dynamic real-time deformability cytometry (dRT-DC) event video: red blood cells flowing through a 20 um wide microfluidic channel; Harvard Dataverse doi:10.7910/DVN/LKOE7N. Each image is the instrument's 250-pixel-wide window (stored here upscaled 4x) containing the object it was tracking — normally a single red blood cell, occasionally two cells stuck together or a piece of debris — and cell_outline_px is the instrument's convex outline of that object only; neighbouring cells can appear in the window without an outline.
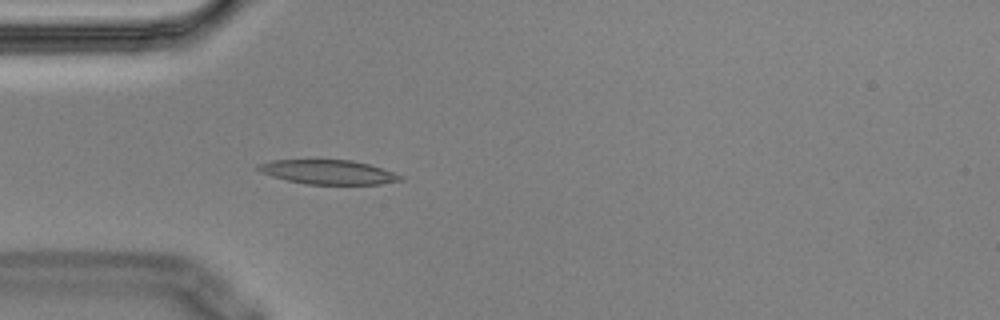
{"species": "Egyptian fruit bat (a non-hibernating species)", "species_latin": "Rousettus aegyptiacus", "temperature_condition": "cold", "stored_images_in_passage": 5, "camera_frame_rate_fps": 3000, "um_per_image_px": 0.085, "animal": {"sex": "male"}, "frame": {"image": 1, "passage_image": 5, "time_ms": 1.333, "image_size_px": [1000, 320], "cell_outline_px": [[404, 180], [380, 184], [304, 184], [272, 176], [260, 172], [256, 168], [256, 164], [272, 160], [352, 160], [368, 164], [404, 176]], "centroid_in_image_um": [27.88, 14.63], "position_along_channel_um": 57.1, "area_um2": 20.06}}